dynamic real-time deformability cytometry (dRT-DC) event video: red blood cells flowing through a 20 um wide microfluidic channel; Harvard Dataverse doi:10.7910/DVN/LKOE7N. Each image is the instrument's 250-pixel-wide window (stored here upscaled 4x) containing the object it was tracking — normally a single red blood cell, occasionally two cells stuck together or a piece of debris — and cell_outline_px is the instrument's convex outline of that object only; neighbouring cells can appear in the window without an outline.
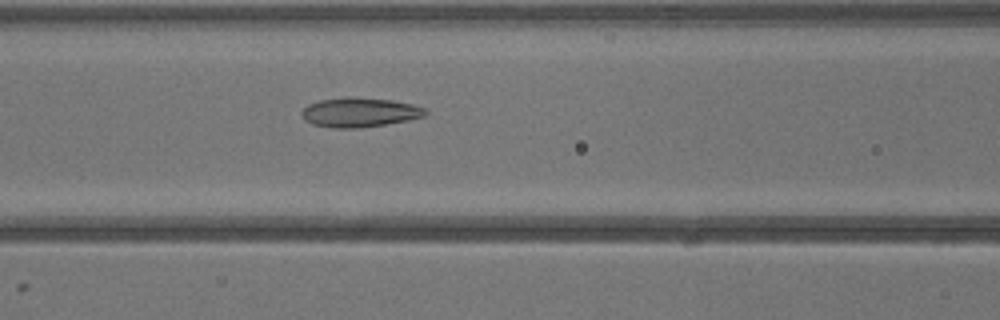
{"species": "common noctule bat (a hibernating species)", "species_latin": "Nyctalus noctula", "temperature_condition": "warm", "stored_images_in_passage": 40, "camera_frame_rate_fps": 3000, "um_per_image_px": 0.085, "animal": {"sex": "male", "body_mass_g": 13.3}, "frame": {"image": 1, "passage_image": 17, "time_ms": 5.333, "image_size_px": [1000, 320], "cell_outline_px": [[428, 112], [424, 116], [408, 120], [360, 128], [332, 128], [312, 124], [304, 120], [300, 112], [308, 104], [320, 100], [392, 100], [412, 104], [424, 108]], "centroid_in_image_um": [30.55, 9.6], "position_along_channel_um": 136.0, "area_um2": 20.23}}
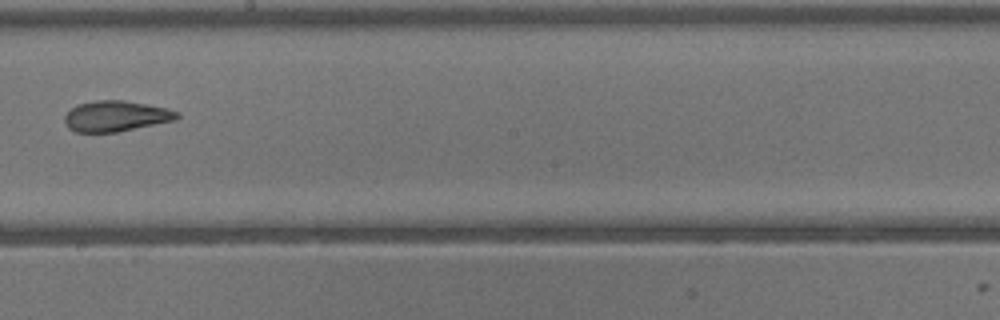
{"frame": {"image": 2, "passage_image": 23, "time_ms": 7.333, "image_size_px": [1000, 320], "cell_outline_px": [[180, 116], [176, 120], [116, 132], [76, 132], [68, 128], [64, 124], [64, 116], [76, 104], [96, 100], [124, 100], [168, 108], [180, 112]], "centroid_in_image_um": [9.85, 9.86], "position_along_channel_um": 238.3, "area_um2": 20.23}}
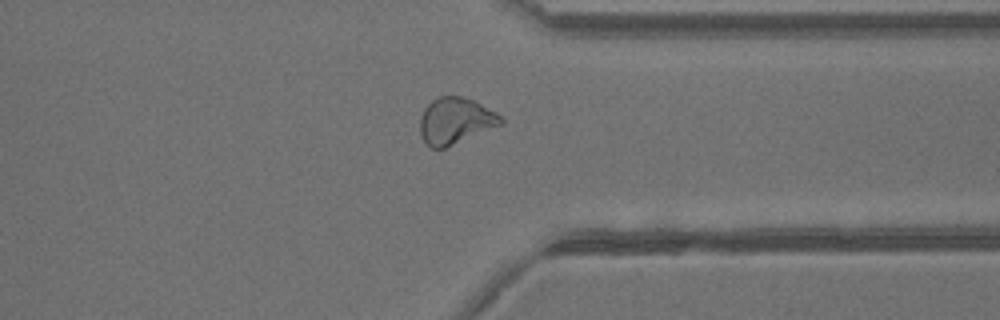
{"frame": {"image": 3, "passage_image": 31, "time_ms": 10.0, "image_size_px": [1000, 320], "cell_outline_px": [[504, 124], [444, 148], [432, 148], [424, 140], [420, 132], [420, 116], [424, 108], [436, 96], [464, 96], [496, 112], [504, 120]], "centroid_in_image_um": [38.71, 10.25], "position_along_channel_um": 372.7, "area_um2": 21.79}}